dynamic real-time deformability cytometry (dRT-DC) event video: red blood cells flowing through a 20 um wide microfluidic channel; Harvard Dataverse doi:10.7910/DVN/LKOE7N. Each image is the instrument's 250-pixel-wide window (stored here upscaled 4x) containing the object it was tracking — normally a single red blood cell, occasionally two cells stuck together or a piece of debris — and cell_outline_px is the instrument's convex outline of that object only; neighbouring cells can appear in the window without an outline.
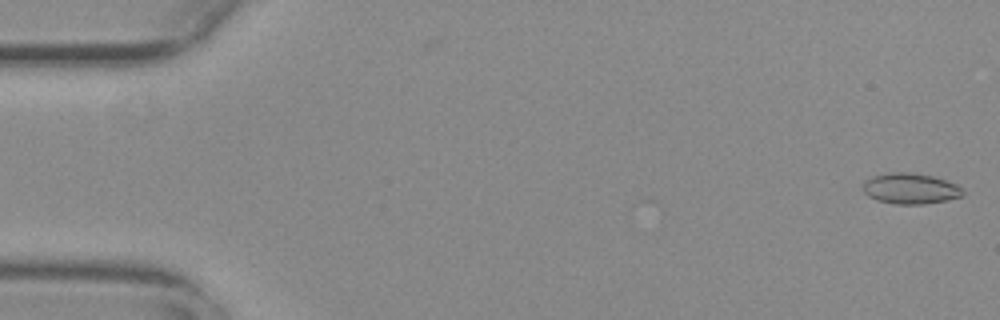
{"species": "common noctule bat (a hibernating species)", "species_latin": "Nyctalus noctula", "temperature_condition": "warm", "stored_images_in_passage": 47, "camera_frame_rate_fps": 3000, "um_per_image_px": 0.085, "animal": {"sex": "female", "body_mass_g": 29.2, "forearm_length_mm": 56.3}, "frame": {"image": 1, "passage_image": 1, "time_ms": 0.0, "image_size_px": [1000, 320], "cell_outline_px": [[964, 196], [924, 204], [896, 204], [876, 200], [868, 196], [864, 192], [864, 180], [872, 176], [888, 172], [908, 172], [932, 176], [956, 184], [964, 192]], "centroid_in_image_um": [77.35, 16.02], "position_along_channel_um": 7.6, "area_um2": 17.8}}
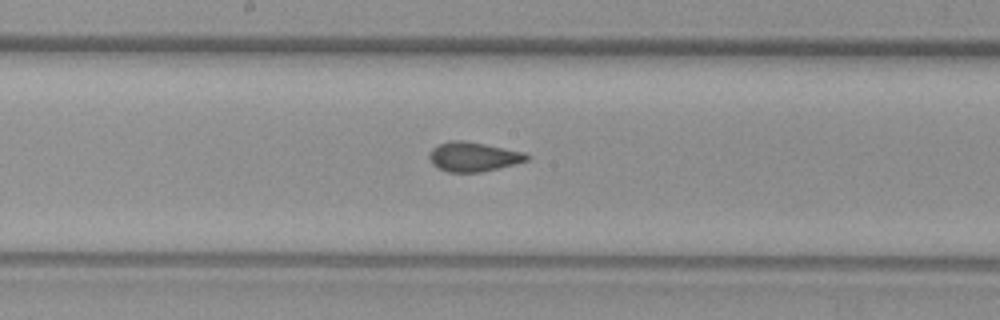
{"frame": {"image": 2, "passage_image": 29, "time_ms": 9.333, "image_size_px": [1000, 320], "cell_outline_px": [[532, 156], [528, 160], [480, 172], [448, 172], [436, 168], [432, 164], [428, 156], [432, 148], [440, 144], [452, 140], [464, 140], [524, 152]], "centroid_in_image_um": [40.2, 13.32], "position_along_channel_um": 208.0, "area_um2": 16.59}}
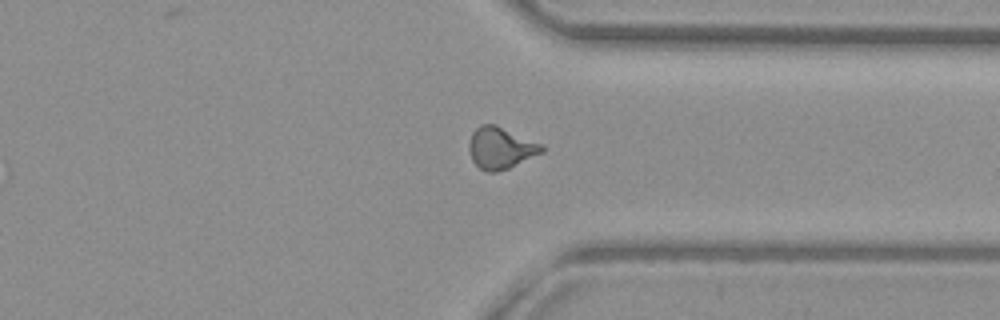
{"frame": {"image": 3, "passage_image": 42, "time_ms": 13.667, "image_size_px": [1000, 320], "cell_outline_px": [[544, 152], [508, 168], [496, 172], [484, 172], [472, 160], [468, 148], [468, 144], [472, 132], [480, 124], [496, 124], [544, 144]], "centroid_in_image_um": [42.56, 12.56], "position_along_channel_um": 368.8, "area_um2": 17.92}, "authors_computed_cell_mechanics": {"area_um2": 17.051, "velocity_mm_per_s": 3.7474, "shape_relaxation_time_tau1_ms": null, "shape_relaxation_time_tau2_ms": 0.8265, "deformation_change_tau1": null, "deformation_change_tau2": 0.052}}